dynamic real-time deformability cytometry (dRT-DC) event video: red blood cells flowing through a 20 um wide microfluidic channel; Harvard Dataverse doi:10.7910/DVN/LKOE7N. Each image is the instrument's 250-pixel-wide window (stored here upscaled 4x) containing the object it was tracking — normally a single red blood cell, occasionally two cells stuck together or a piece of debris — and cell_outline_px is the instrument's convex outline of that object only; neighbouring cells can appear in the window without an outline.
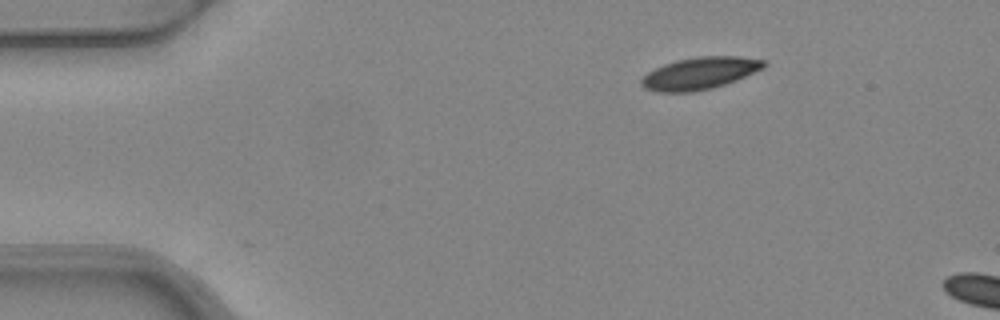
{"species": "common noctule bat (a hibernating species)", "species_latin": "Nyctalus noctula", "temperature_condition": "warm", "stored_images_in_passage": 3, "camera_frame_rate_fps": 3000, "um_per_image_px": 0.085, "animal": {"sex": "female", "body_mass_g": 24.6, "forearm_length_mm": 56.2}, "frame": {"image": 1, "passage_image": 1, "time_ms": 0.0, "image_size_px": [1000, 320], "cell_outline_px": [[768, 64], [764, 68], [736, 80], [712, 88], [692, 92], [656, 92], [644, 88], [640, 84], [640, 80], [648, 72], [664, 64], [676, 60], [696, 56], [740, 56], [768, 60]], "centroid_in_image_um": [59.51, 6.22], "position_along_channel_um": 25.5, "area_um2": 23.12}}